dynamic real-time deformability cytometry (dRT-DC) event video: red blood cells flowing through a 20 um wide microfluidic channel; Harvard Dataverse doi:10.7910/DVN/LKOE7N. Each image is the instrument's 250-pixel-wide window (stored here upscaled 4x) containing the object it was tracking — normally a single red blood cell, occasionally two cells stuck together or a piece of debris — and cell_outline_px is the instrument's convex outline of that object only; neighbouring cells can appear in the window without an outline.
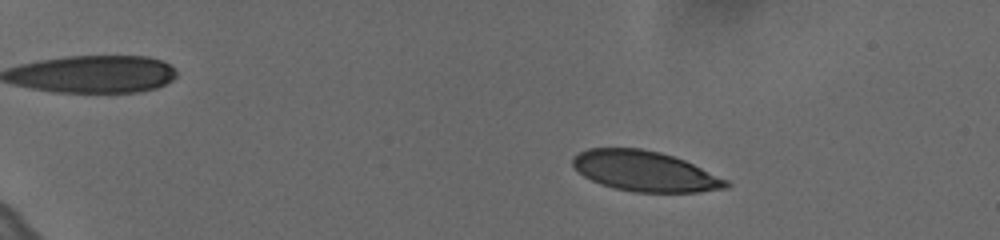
{"species": "human", "species_latin": "Homo sapiens", "temperature_condition": "cold", "stored_images_in_passage": 59, "camera_frame_rate_fps": 3000, "um_per_image_px": 0.085, "donor": {"sex": "female"}, "frame": {"image": 1, "passage_image": 11, "time_ms": 3.333, "image_size_px": [1000, 240], "cell_outline_px": [[732, 184], [728, 188], [700, 192], [632, 192], [600, 184], [584, 176], [572, 164], [572, 160], [580, 152], [588, 148], [640, 148], [660, 152], [684, 160], [728, 180]], "centroid_in_image_um": [54.85, 14.56], "position_along_channel_um": 30.2, "area_um2": 35.84}}
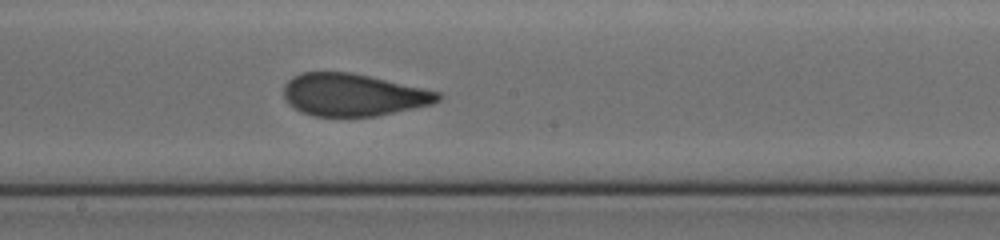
{"frame": {"image": 2, "passage_image": 36, "time_ms": 11.667, "image_size_px": [1000, 240], "cell_outline_px": [[444, 96], [440, 100], [432, 104], [376, 116], [312, 116], [300, 112], [288, 104], [284, 100], [284, 84], [292, 76], [300, 72], [352, 72], [440, 92]], "centroid_in_image_um": [29.98, 8.06], "position_along_channel_um": 218.2, "area_um2": 38.26}}
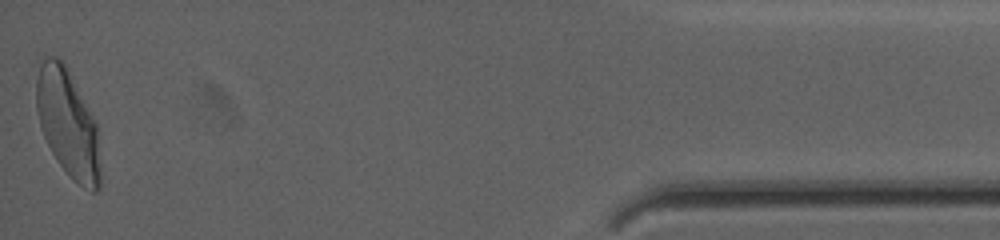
{"frame": {"image": 3, "passage_image": 59, "time_ms": 19.333, "image_size_px": [1000, 240], "cell_outline_px": [[100, 188], [96, 192], [92, 192], [84, 188], [72, 180], [56, 160], [44, 136], [40, 124], [36, 108], [36, 80], [40, 64], [44, 56], [60, 56], [64, 60], [96, 124], [100, 168]], "centroid_in_image_um": [5.75, 10.47], "position_along_channel_um": 429.4, "area_um2": 40.11}, "authors_computed_cell_mechanics": {"area_um2": 38.2636, "velocity_mm_per_s": 3.6155, "shape_relaxation_time_tau1_ms": 4.6382, "shape_relaxation_time_tau2_ms": 0.8279, "deformation_change_tau1": 0.1629, "deformation_change_tau2": 0.0615}}